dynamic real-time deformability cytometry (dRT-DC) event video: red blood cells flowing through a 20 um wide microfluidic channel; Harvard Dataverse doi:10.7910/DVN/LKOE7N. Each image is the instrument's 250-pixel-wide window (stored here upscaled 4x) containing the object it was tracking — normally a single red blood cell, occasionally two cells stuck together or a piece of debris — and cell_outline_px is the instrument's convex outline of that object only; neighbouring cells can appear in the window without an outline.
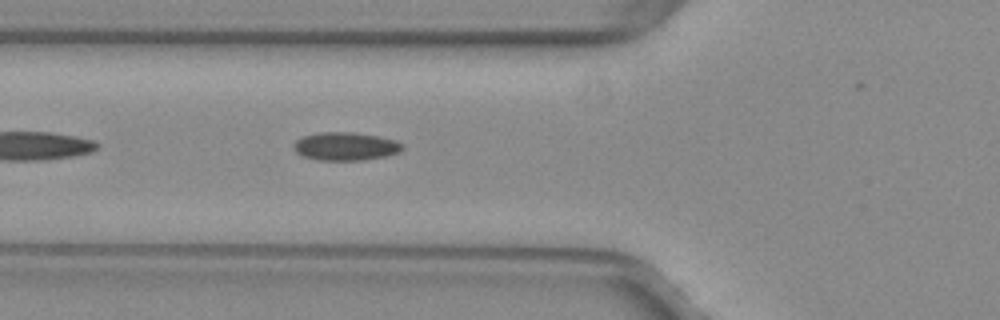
{"species": "common noctule bat (a hibernating species)", "species_latin": "Nyctalus noctula", "temperature_condition": "warm", "stored_images_in_passage": 30, "camera_frame_rate_fps": 3000, "um_per_image_px": 0.085, "animal": {"sex": "female", "body_mass_g": 29.2, "forearm_length_mm": 56.3}, "frame": {"image": 1, "passage_image": 5, "time_ms": 1.333, "image_size_px": [1000, 320], "cell_outline_px": [[404, 148], [400, 152], [384, 156], [364, 160], [316, 160], [304, 156], [296, 152], [292, 144], [296, 140], [304, 136], [320, 132], [352, 132], [380, 136], [396, 140], [404, 144]], "centroid_in_image_um": [29.4, 12.43], "position_along_channel_um": 96.4, "area_um2": 17.98}, "authors_computed_cell_mechanics": {"area_um2": 17.1377, "velocity_mm_per_s": 4.0167, "shape_relaxation_time_tau1_ms": null, "shape_relaxation_time_tau2_ms": 2.2126, "deformation_change_tau1": null, "deformation_change_tau2": 0.0879}}